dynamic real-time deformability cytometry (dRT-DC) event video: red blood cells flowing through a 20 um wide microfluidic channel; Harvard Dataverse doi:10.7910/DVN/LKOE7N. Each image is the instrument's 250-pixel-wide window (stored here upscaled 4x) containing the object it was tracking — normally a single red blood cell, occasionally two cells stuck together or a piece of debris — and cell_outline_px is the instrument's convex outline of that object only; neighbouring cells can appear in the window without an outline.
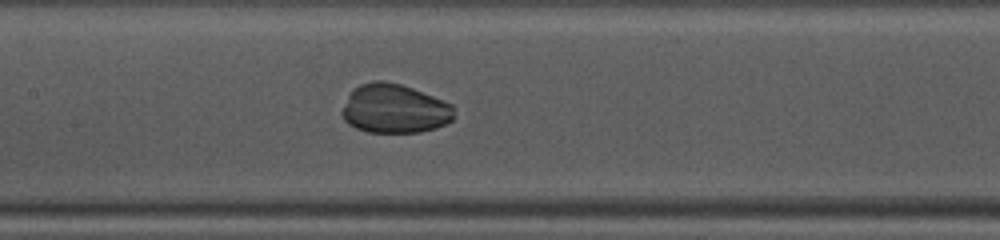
{"species": "common noctule bat (a hibernating species)", "species_latin": "Nyctalus noctula", "temperature_condition": "warm", "stored_images_in_passage": 32, "camera_frame_rate_fps": 3000, "um_per_image_px": 0.085, "animal": {"sex": "female", "body_mass_g": 10.0, "forearm_length_mm": 53.1}, "frame": {"image": 1, "passage_image": 14, "time_ms": 4.333, "image_size_px": [1000, 240], "cell_outline_px": [[452, 120], [436, 128], [420, 132], [368, 132], [356, 128], [348, 124], [344, 120], [340, 112], [352, 88], [360, 84], [376, 80], [380, 80], [400, 84], [412, 88], [452, 104]], "centroid_in_image_um": [33.48, 9.24], "position_along_channel_um": 173.9, "area_um2": 31.91}}